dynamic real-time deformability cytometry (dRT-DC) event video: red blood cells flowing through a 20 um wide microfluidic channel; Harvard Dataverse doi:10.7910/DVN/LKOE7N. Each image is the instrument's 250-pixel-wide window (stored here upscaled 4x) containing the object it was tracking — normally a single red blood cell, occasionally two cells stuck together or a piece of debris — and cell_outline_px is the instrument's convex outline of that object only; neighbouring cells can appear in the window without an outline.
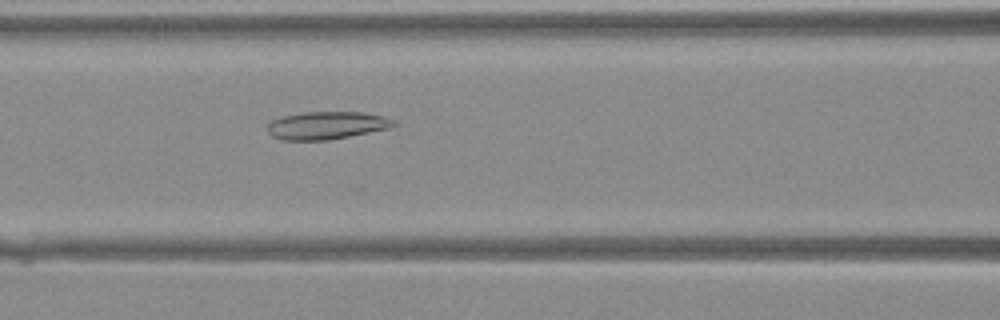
{"species": "Egyptian fruit bat (a non-hibernating species)", "species_latin": "Rousettus aegyptiacus", "temperature_condition": "warm", "stored_images_in_passage": 17, "camera_frame_rate_fps": 3000, "um_per_image_px": 0.085, "animal": {"sex": "female"}, "frame": {"image": 1, "passage_image": 5, "time_ms": 1.333, "image_size_px": [1000, 320], "cell_outline_px": [[396, 124], [392, 128], [328, 140], [284, 140], [272, 136], [268, 132], [268, 124], [272, 120], [284, 116], [300, 112], [360, 112], [384, 116], [396, 120]], "centroid_in_image_um": [27.8, 10.65], "position_along_channel_um": 138.8, "area_um2": 20.46}}
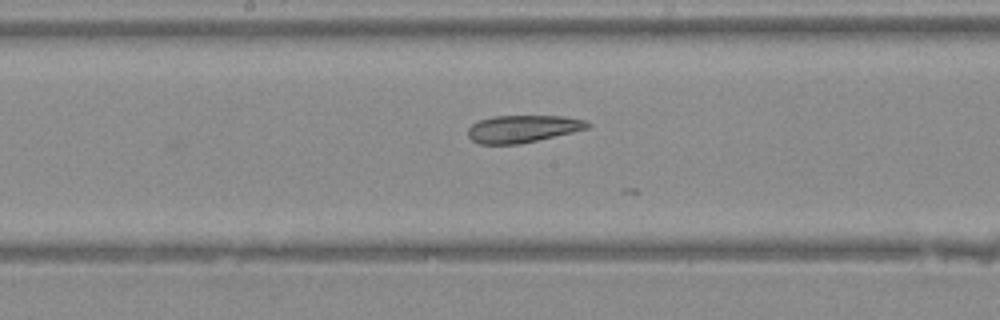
{"frame": {"image": 2, "passage_image": 9, "time_ms": 2.667, "image_size_px": [1000, 320], "cell_outline_px": [[592, 124], [588, 128], [572, 132], [520, 144], [480, 144], [472, 140], [468, 136], [468, 128], [472, 124], [480, 120], [492, 116], [564, 116], [584, 120]], "centroid_in_image_um": [44.42, 10.94], "position_along_channel_um": 203.8, "area_um2": 18.96}}
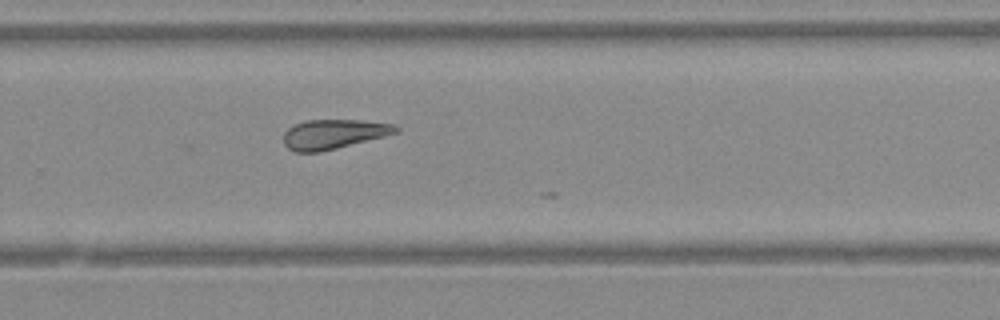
{"frame": {"image": 3, "passage_image": 15, "time_ms": 4.667, "image_size_px": [1000, 320], "cell_outline_px": [[400, 132], [320, 152], [296, 152], [288, 148], [284, 144], [284, 132], [288, 128], [304, 120], [360, 120], [392, 124], [400, 128]], "centroid_in_image_um": [28.34, 11.39], "position_along_channel_um": 301.5, "area_um2": 19.19}}